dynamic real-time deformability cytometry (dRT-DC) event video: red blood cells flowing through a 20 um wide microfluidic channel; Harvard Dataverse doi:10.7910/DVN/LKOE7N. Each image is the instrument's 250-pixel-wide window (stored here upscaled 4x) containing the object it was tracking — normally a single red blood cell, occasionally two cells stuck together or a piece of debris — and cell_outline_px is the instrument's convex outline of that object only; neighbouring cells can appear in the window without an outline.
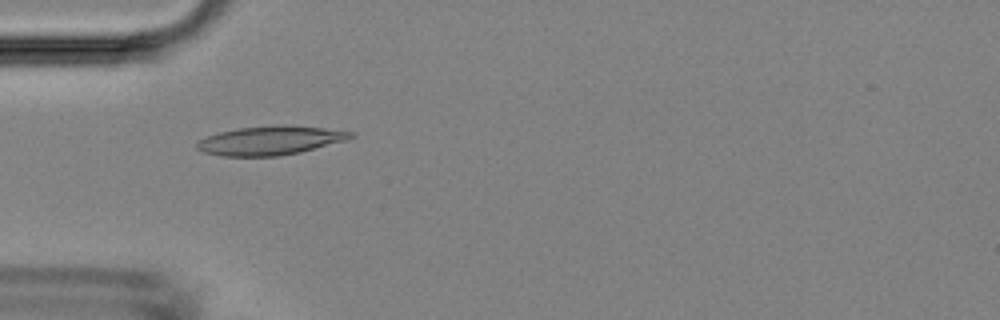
{"species": "Egyptian fruit bat (a non-hibernating species)", "species_latin": "Rousettus aegyptiacus", "temperature_condition": "room temperature", "stored_images_in_passage": 49, "camera_frame_rate_fps": 3000, "um_per_image_px": 0.085, "animal": {"sex": "female"}, "frame": {"image": 1, "passage_image": 15, "time_ms": 4.667, "image_size_px": [1000, 320], "cell_outline_px": [[356, 136], [348, 140], [300, 152], [280, 156], [220, 156], [204, 152], [196, 148], [196, 140], [220, 132], [240, 128], [324, 128], [356, 132]], "centroid_in_image_um": [22.96, 12.0], "position_along_channel_um": 62.0, "area_um2": 24.85}}
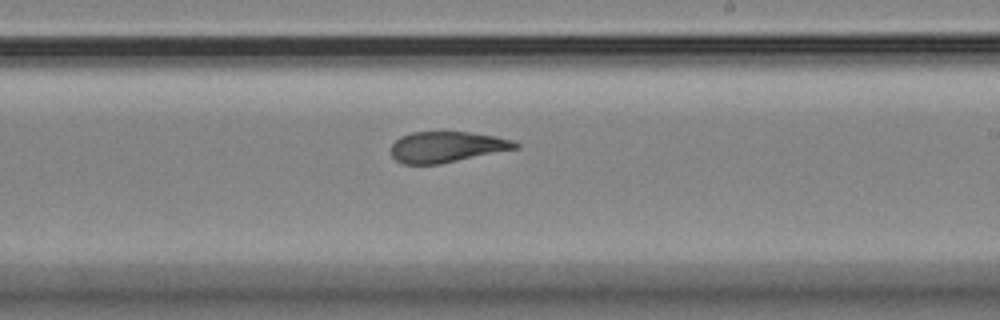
{"frame": {"image": 2, "passage_image": 29, "time_ms": 9.333, "image_size_px": [1000, 320], "cell_outline_px": [[520, 148], [440, 164], [400, 164], [392, 156], [392, 144], [400, 136], [412, 132], [468, 132], [496, 136], [512, 140], [520, 144]], "centroid_in_image_um": [37.99, 12.49], "position_along_channel_um": 251.0, "area_um2": 22.43}}
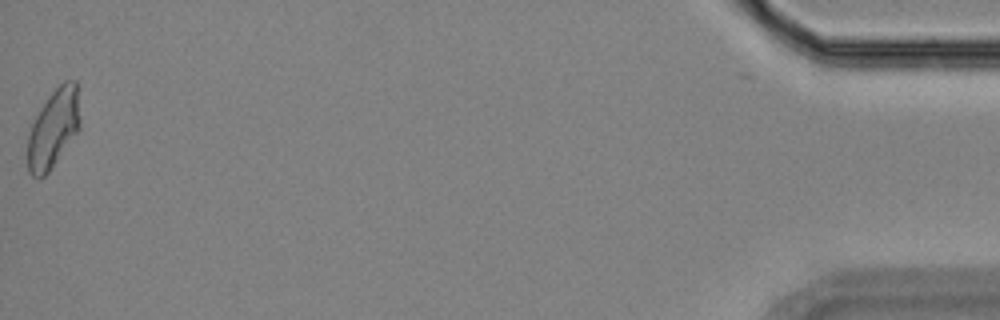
{"frame": {"image": 3, "passage_image": 49, "time_ms": 16.0, "image_size_px": [1000, 320], "cell_outline_px": [[80, 128], [48, 172], [44, 176], [36, 180], [28, 172], [28, 132], [40, 108], [48, 96], [64, 80], [76, 80], [80, 116]], "centroid_in_image_um": [4.53, 10.92], "position_along_channel_um": 430.7, "area_um2": 23.93}}